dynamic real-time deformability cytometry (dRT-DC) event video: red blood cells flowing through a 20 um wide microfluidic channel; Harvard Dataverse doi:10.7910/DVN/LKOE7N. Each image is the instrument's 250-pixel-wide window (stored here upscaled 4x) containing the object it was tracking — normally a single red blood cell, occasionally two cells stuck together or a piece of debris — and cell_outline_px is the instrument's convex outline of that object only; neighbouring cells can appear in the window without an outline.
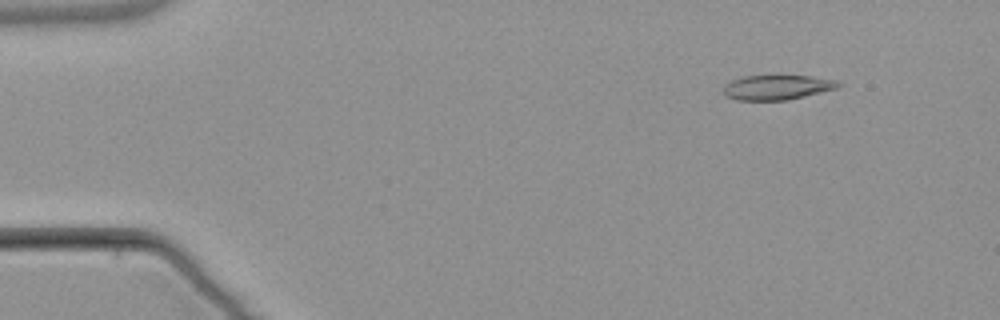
{"species": "common noctule bat (a hibernating species)", "species_latin": "Nyctalus noctula", "temperature_condition": "warm", "stored_images_in_passage": 6, "camera_frame_rate_fps": 3000, "um_per_image_px": 0.085, "animal": {"sex": "male", "body_mass_g": 21.5, "forearm_length_mm": 52.0}, "frame": {"image": 1, "passage_image": 2, "time_ms": 1.333, "image_size_px": [1000, 320], "cell_outline_px": [[844, 84], [836, 88], [788, 100], [736, 100], [724, 96], [724, 84], [732, 80], [744, 76], [776, 72], [780, 72], [812, 76], [840, 80]], "centroid_in_image_um": [66.07, 7.36], "position_along_channel_um": 18.9, "area_um2": 17.69}}
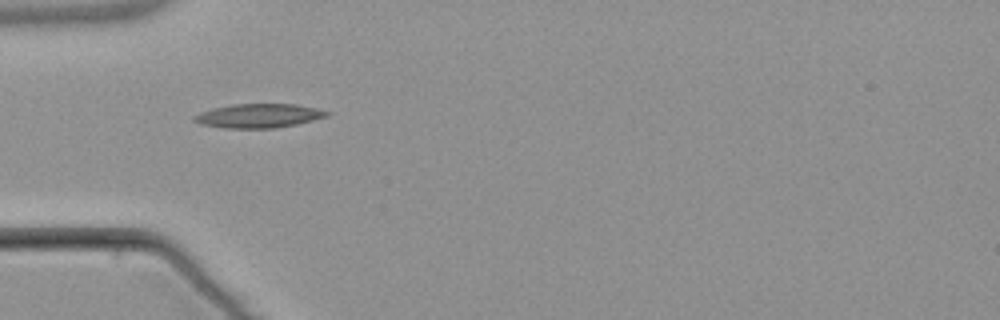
{"frame": {"image": 2, "passage_image": 5, "time_ms": 5.0, "image_size_px": [1000, 320], "cell_outline_px": [[332, 112], [328, 116], [296, 124], [276, 128], [224, 128], [200, 124], [192, 120], [192, 116], [200, 112], [212, 108], [232, 104], [296, 104], [316, 108]], "centroid_in_image_um": [21.96, 9.84], "position_along_channel_um": 63.0, "area_um2": 18.67}}
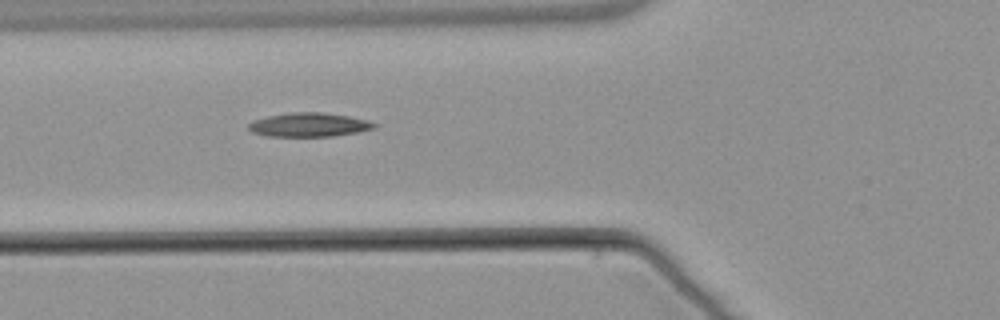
{"frame": {"image": 3, "passage_image": 6, "time_ms": 6.0, "image_size_px": [1000, 320], "cell_outline_px": [[380, 124], [376, 128], [360, 132], [332, 136], [268, 136], [252, 132], [248, 128], [248, 124], [256, 120], [268, 116], [292, 112], [324, 112], [348, 116], [368, 120]], "centroid_in_image_um": [26.35, 10.6], "position_along_channel_um": 99.5, "area_um2": 17.57}}